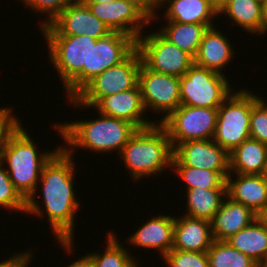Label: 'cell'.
Here are the masks:
<instances>
[{
	"label": "cell",
	"instance_id": "6da1fadb",
	"mask_svg": "<svg viewBox=\"0 0 267 267\" xmlns=\"http://www.w3.org/2000/svg\"><path fill=\"white\" fill-rule=\"evenodd\" d=\"M73 149L60 147L52 158L44 165L38 183H42L45 213L51 230L64 249L71 252L73 245L74 216L79 207L75 198L73 179Z\"/></svg>",
	"mask_w": 267,
	"mask_h": 267
},
{
	"label": "cell",
	"instance_id": "7a4b0ae2",
	"mask_svg": "<svg viewBox=\"0 0 267 267\" xmlns=\"http://www.w3.org/2000/svg\"><path fill=\"white\" fill-rule=\"evenodd\" d=\"M36 145L27 131L20 126L9 139L0 160L8 164L6 171L13 186L26 200L25 213L40 216L44 214L43 209L34 199L39 185L38 180L44 165L60 148L40 154Z\"/></svg>",
	"mask_w": 267,
	"mask_h": 267
},
{
	"label": "cell",
	"instance_id": "3957f363",
	"mask_svg": "<svg viewBox=\"0 0 267 267\" xmlns=\"http://www.w3.org/2000/svg\"><path fill=\"white\" fill-rule=\"evenodd\" d=\"M129 169L134 181L160 174L172 166L173 147L167 131L159 123L138 129L122 148L119 155Z\"/></svg>",
	"mask_w": 267,
	"mask_h": 267
},
{
	"label": "cell",
	"instance_id": "277c9868",
	"mask_svg": "<svg viewBox=\"0 0 267 267\" xmlns=\"http://www.w3.org/2000/svg\"><path fill=\"white\" fill-rule=\"evenodd\" d=\"M99 115L91 121L86 119L54 126L70 145L68 148L82 147L95 152L115 149L120 153L138 128L126 120Z\"/></svg>",
	"mask_w": 267,
	"mask_h": 267
},
{
	"label": "cell",
	"instance_id": "5b68a950",
	"mask_svg": "<svg viewBox=\"0 0 267 267\" xmlns=\"http://www.w3.org/2000/svg\"><path fill=\"white\" fill-rule=\"evenodd\" d=\"M49 59L63 81L68 98L89 83V56L97 39L90 36H45Z\"/></svg>",
	"mask_w": 267,
	"mask_h": 267
},
{
	"label": "cell",
	"instance_id": "8992f818",
	"mask_svg": "<svg viewBox=\"0 0 267 267\" xmlns=\"http://www.w3.org/2000/svg\"><path fill=\"white\" fill-rule=\"evenodd\" d=\"M141 64L140 53L135 48L123 61L92 79L75 97L69 98V101L75 107L94 108L104 97L135 88L138 85Z\"/></svg>",
	"mask_w": 267,
	"mask_h": 267
},
{
	"label": "cell",
	"instance_id": "52a82bcc",
	"mask_svg": "<svg viewBox=\"0 0 267 267\" xmlns=\"http://www.w3.org/2000/svg\"><path fill=\"white\" fill-rule=\"evenodd\" d=\"M252 93L247 90L231 93L218 107L213 141L228 153L250 138Z\"/></svg>",
	"mask_w": 267,
	"mask_h": 267
},
{
	"label": "cell",
	"instance_id": "ba28073f",
	"mask_svg": "<svg viewBox=\"0 0 267 267\" xmlns=\"http://www.w3.org/2000/svg\"><path fill=\"white\" fill-rule=\"evenodd\" d=\"M179 80L181 105L218 108L232 93L224 74L195 64Z\"/></svg>",
	"mask_w": 267,
	"mask_h": 267
},
{
	"label": "cell",
	"instance_id": "9c48e42d",
	"mask_svg": "<svg viewBox=\"0 0 267 267\" xmlns=\"http://www.w3.org/2000/svg\"><path fill=\"white\" fill-rule=\"evenodd\" d=\"M217 117L218 108L180 105L159 123L167 131L174 149L186 141L213 139Z\"/></svg>",
	"mask_w": 267,
	"mask_h": 267
},
{
	"label": "cell",
	"instance_id": "30bf717a",
	"mask_svg": "<svg viewBox=\"0 0 267 267\" xmlns=\"http://www.w3.org/2000/svg\"><path fill=\"white\" fill-rule=\"evenodd\" d=\"M142 63L151 70L177 77L193 66L194 58L167 40L160 32L144 36L136 40Z\"/></svg>",
	"mask_w": 267,
	"mask_h": 267
},
{
	"label": "cell",
	"instance_id": "8fae6325",
	"mask_svg": "<svg viewBox=\"0 0 267 267\" xmlns=\"http://www.w3.org/2000/svg\"><path fill=\"white\" fill-rule=\"evenodd\" d=\"M138 85L145 109L166 113L161 121L181 105L180 80L177 76L156 72L142 63Z\"/></svg>",
	"mask_w": 267,
	"mask_h": 267
},
{
	"label": "cell",
	"instance_id": "7c38bea8",
	"mask_svg": "<svg viewBox=\"0 0 267 267\" xmlns=\"http://www.w3.org/2000/svg\"><path fill=\"white\" fill-rule=\"evenodd\" d=\"M44 36H90L99 39L112 31L88 6L76 0L65 8L50 24L41 28Z\"/></svg>",
	"mask_w": 267,
	"mask_h": 267
},
{
	"label": "cell",
	"instance_id": "4fadbf2b",
	"mask_svg": "<svg viewBox=\"0 0 267 267\" xmlns=\"http://www.w3.org/2000/svg\"><path fill=\"white\" fill-rule=\"evenodd\" d=\"M111 31L123 32L135 40L142 33L143 25L152 22L138 7L126 0L109 3L83 4Z\"/></svg>",
	"mask_w": 267,
	"mask_h": 267
},
{
	"label": "cell",
	"instance_id": "5bb4252c",
	"mask_svg": "<svg viewBox=\"0 0 267 267\" xmlns=\"http://www.w3.org/2000/svg\"><path fill=\"white\" fill-rule=\"evenodd\" d=\"M172 166L229 171V153L213 139L186 141L173 149Z\"/></svg>",
	"mask_w": 267,
	"mask_h": 267
},
{
	"label": "cell",
	"instance_id": "9a60e30c",
	"mask_svg": "<svg viewBox=\"0 0 267 267\" xmlns=\"http://www.w3.org/2000/svg\"><path fill=\"white\" fill-rule=\"evenodd\" d=\"M136 48V40L123 32L112 31L92 44L89 56V82L107 68L123 61Z\"/></svg>",
	"mask_w": 267,
	"mask_h": 267
},
{
	"label": "cell",
	"instance_id": "2e32d148",
	"mask_svg": "<svg viewBox=\"0 0 267 267\" xmlns=\"http://www.w3.org/2000/svg\"><path fill=\"white\" fill-rule=\"evenodd\" d=\"M94 108L98 109L99 114L126 120L138 129L155 124L142 118L147 109L144 107L139 85L133 89L104 97Z\"/></svg>",
	"mask_w": 267,
	"mask_h": 267
},
{
	"label": "cell",
	"instance_id": "e0dca14e",
	"mask_svg": "<svg viewBox=\"0 0 267 267\" xmlns=\"http://www.w3.org/2000/svg\"><path fill=\"white\" fill-rule=\"evenodd\" d=\"M233 181L226 177L227 196L239 202L260 216L267 209V175L237 174Z\"/></svg>",
	"mask_w": 267,
	"mask_h": 267
},
{
	"label": "cell",
	"instance_id": "ac0fdd59",
	"mask_svg": "<svg viewBox=\"0 0 267 267\" xmlns=\"http://www.w3.org/2000/svg\"><path fill=\"white\" fill-rule=\"evenodd\" d=\"M213 242L214 238L210 221L186 215L182 218L181 216L180 218L175 217L172 249L207 252Z\"/></svg>",
	"mask_w": 267,
	"mask_h": 267
},
{
	"label": "cell",
	"instance_id": "d6986e66",
	"mask_svg": "<svg viewBox=\"0 0 267 267\" xmlns=\"http://www.w3.org/2000/svg\"><path fill=\"white\" fill-rule=\"evenodd\" d=\"M211 222L214 240L226 241L259 216L243 204L226 196Z\"/></svg>",
	"mask_w": 267,
	"mask_h": 267
},
{
	"label": "cell",
	"instance_id": "ffe728a7",
	"mask_svg": "<svg viewBox=\"0 0 267 267\" xmlns=\"http://www.w3.org/2000/svg\"><path fill=\"white\" fill-rule=\"evenodd\" d=\"M175 217H151L129 238V244L142 248H158L162 257L172 250Z\"/></svg>",
	"mask_w": 267,
	"mask_h": 267
},
{
	"label": "cell",
	"instance_id": "44dd1931",
	"mask_svg": "<svg viewBox=\"0 0 267 267\" xmlns=\"http://www.w3.org/2000/svg\"><path fill=\"white\" fill-rule=\"evenodd\" d=\"M231 48L226 36L216 30V27H209L203 35L194 64L222 74L221 69L234 57Z\"/></svg>",
	"mask_w": 267,
	"mask_h": 267
},
{
	"label": "cell",
	"instance_id": "7402d4cb",
	"mask_svg": "<svg viewBox=\"0 0 267 267\" xmlns=\"http://www.w3.org/2000/svg\"><path fill=\"white\" fill-rule=\"evenodd\" d=\"M226 242L251 257L261 267L267 266V225L260 217L232 235Z\"/></svg>",
	"mask_w": 267,
	"mask_h": 267
},
{
	"label": "cell",
	"instance_id": "603a6c76",
	"mask_svg": "<svg viewBox=\"0 0 267 267\" xmlns=\"http://www.w3.org/2000/svg\"><path fill=\"white\" fill-rule=\"evenodd\" d=\"M266 170L267 145L258 140L249 138L229 153V174H266Z\"/></svg>",
	"mask_w": 267,
	"mask_h": 267
},
{
	"label": "cell",
	"instance_id": "cb8c5ba5",
	"mask_svg": "<svg viewBox=\"0 0 267 267\" xmlns=\"http://www.w3.org/2000/svg\"><path fill=\"white\" fill-rule=\"evenodd\" d=\"M166 2L164 16L168 21L203 24L209 28L214 26L211 20L218 16L207 0H163L160 5L165 6Z\"/></svg>",
	"mask_w": 267,
	"mask_h": 267
},
{
	"label": "cell",
	"instance_id": "d4e9b609",
	"mask_svg": "<svg viewBox=\"0 0 267 267\" xmlns=\"http://www.w3.org/2000/svg\"><path fill=\"white\" fill-rule=\"evenodd\" d=\"M167 22L159 32L179 49L195 58L208 27L197 23Z\"/></svg>",
	"mask_w": 267,
	"mask_h": 267
},
{
	"label": "cell",
	"instance_id": "484cf974",
	"mask_svg": "<svg viewBox=\"0 0 267 267\" xmlns=\"http://www.w3.org/2000/svg\"><path fill=\"white\" fill-rule=\"evenodd\" d=\"M187 192L188 217L211 221L219 210L223 198L227 196V189H189Z\"/></svg>",
	"mask_w": 267,
	"mask_h": 267
},
{
	"label": "cell",
	"instance_id": "4316f807",
	"mask_svg": "<svg viewBox=\"0 0 267 267\" xmlns=\"http://www.w3.org/2000/svg\"><path fill=\"white\" fill-rule=\"evenodd\" d=\"M224 13L247 32L261 35L262 4L257 0H228L218 14Z\"/></svg>",
	"mask_w": 267,
	"mask_h": 267
},
{
	"label": "cell",
	"instance_id": "83f0119b",
	"mask_svg": "<svg viewBox=\"0 0 267 267\" xmlns=\"http://www.w3.org/2000/svg\"><path fill=\"white\" fill-rule=\"evenodd\" d=\"M185 182L186 190L203 189H227L226 177L229 171H214L190 166H171Z\"/></svg>",
	"mask_w": 267,
	"mask_h": 267
},
{
	"label": "cell",
	"instance_id": "f1b7e54d",
	"mask_svg": "<svg viewBox=\"0 0 267 267\" xmlns=\"http://www.w3.org/2000/svg\"><path fill=\"white\" fill-rule=\"evenodd\" d=\"M209 267H261L226 241L214 240L207 251Z\"/></svg>",
	"mask_w": 267,
	"mask_h": 267
},
{
	"label": "cell",
	"instance_id": "f546056e",
	"mask_svg": "<svg viewBox=\"0 0 267 267\" xmlns=\"http://www.w3.org/2000/svg\"><path fill=\"white\" fill-rule=\"evenodd\" d=\"M117 240L115 234L109 232L105 252L102 255L90 254L94 267H139L137 260H133V256Z\"/></svg>",
	"mask_w": 267,
	"mask_h": 267
},
{
	"label": "cell",
	"instance_id": "4dcf8cb0",
	"mask_svg": "<svg viewBox=\"0 0 267 267\" xmlns=\"http://www.w3.org/2000/svg\"><path fill=\"white\" fill-rule=\"evenodd\" d=\"M250 138L267 145V103L252 94Z\"/></svg>",
	"mask_w": 267,
	"mask_h": 267
},
{
	"label": "cell",
	"instance_id": "1f68e13d",
	"mask_svg": "<svg viewBox=\"0 0 267 267\" xmlns=\"http://www.w3.org/2000/svg\"><path fill=\"white\" fill-rule=\"evenodd\" d=\"M3 162L0 160V206L11 209L10 211H26V200L14 188Z\"/></svg>",
	"mask_w": 267,
	"mask_h": 267
},
{
	"label": "cell",
	"instance_id": "d6a6232c",
	"mask_svg": "<svg viewBox=\"0 0 267 267\" xmlns=\"http://www.w3.org/2000/svg\"><path fill=\"white\" fill-rule=\"evenodd\" d=\"M168 267H209L207 252H190L172 249L163 256Z\"/></svg>",
	"mask_w": 267,
	"mask_h": 267
},
{
	"label": "cell",
	"instance_id": "836d02e7",
	"mask_svg": "<svg viewBox=\"0 0 267 267\" xmlns=\"http://www.w3.org/2000/svg\"><path fill=\"white\" fill-rule=\"evenodd\" d=\"M76 0H22L25 5L36 12L47 13V21L40 23V29L50 24L65 8L73 4Z\"/></svg>",
	"mask_w": 267,
	"mask_h": 267
},
{
	"label": "cell",
	"instance_id": "e575fe53",
	"mask_svg": "<svg viewBox=\"0 0 267 267\" xmlns=\"http://www.w3.org/2000/svg\"><path fill=\"white\" fill-rule=\"evenodd\" d=\"M11 111V108L8 107L0 109V157L6 145L8 144L9 139L22 125V123L17 120L18 118L15 117Z\"/></svg>",
	"mask_w": 267,
	"mask_h": 267
},
{
	"label": "cell",
	"instance_id": "d590c367",
	"mask_svg": "<svg viewBox=\"0 0 267 267\" xmlns=\"http://www.w3.org/2000/svg\"><path fill=\"white\" fill-rule=\"evenodd\" d=\"M31 253L26 252V253H20L17 255L11 256V258H8V260H4L3 262L0 263V267H28L30 258H31Z\"/></svg>",
	"mask_w": 267,
	"mask_h": 267
},
{
	"label": "cell",
	"instance_id": "8d00e7d4",
	"mask_svg": "<svg viewBox=\"0 0 267 267\" xmlns=\"http://www.w3.org/2000/svg\"><path fill=\"white\" fill-rule=\"evenodd\" d=\"M138 7L151 21L156 19L155 8L157 4L153 0H126Z\"/></svg>",
	"mask_w": 267,
	"mask_h": 267
},
{
	"label": "cell",
	"instance_id": "74e56055",
	"mask_svg": "<svg viewBox=\"0 0 267 267\" xmlns=\"http://www.w3.org/2000/svg\"><path fill=\"white\" fill-rule=\"evenodd\" d=\"M68 267H94L93 260L90 255L81 257V259L76 260L74 263L70 264Z\"/></svg>",
	"mask_w": 267,
	"mask_h": 267
},
{
	"label": "cell",
	"instance_id": "f35d334b",
	"mask_svg": "<svg viewBox=\"0 0 267 267\" xmlns=\"http://www.w3.org/2000/svg\"><path fill=\"white\" fill-rule=\"evenodd\" d=\"M214 10L219 13L221 9L226 5L228 0H207Z\"/></svg>",
	"mask_w": 267,
	"mask_h": 267
},
{
	"label": "cell",
	"instance_id": "ab89813d",
	"mask_svg": "<svg viewBox=\"0 0 267 267\" xmlns=\"http://www.w3.org/2000/svg\"><path fill=\"white\" fill-rule=\"evenodd\" d=\"M267 32V3L262 4V28L261 34Z\"/></svg>",
	"mask_w": 267,
	"mask_h": 267
},
{
	"label": "cell",
	"instance_id": "60d3db41",
	"mask_svg": "<svg viewBox=\"0 0 267 267\" xmlns=\"http://www.w3.org/2000/svg\"><path fill=\"white\" fill-rule=\"evenodd\" d=\"M81 4L109 3L114 0H78Z\"/></svg>",
	"mask_w": 267,
	"mask_h": 267
},
{
	"label": "cell",
	"instance_id": "b9f144b4",
	"mask_svg": "<svg viewBox=\"0 0 267 267\" xmlns=\"http://www.w3.org/2000/svg\"><path fill=\"white\" fill-rule=\"evenodd\" d=\"M267 225V209L259 216Z\"/></svg>",
	"mask_w": 267,
	"mask_h": 267
},
{
	"label": "cell",
	"instance_id": "7bdbcfd3",
	"mask_svg": "<svg viewBox=\"0 0 267 267\" xmlns=\"http://www.w3.org/2000/svg\"><path fill=\"white\" fill-rule=\"evenodd\" d=\"M158 6L162 3L163 0H153Z\"/></svg>",
	"mask_w": 267,
	"mask_h": 267
},
{
	"label": "cell",
	"instance_id": "ee69618b",
	"mask_svg": "<svg viewBox=\"0 0 267 267\" xmlns=\"http://www.w3.org/2000/svg\"><path fill=\"white\" fill-rule=\"evenodd\" d=\"M259 3H261V4H265V3H267V0H257Z\"/></svg>",
	"mask_w": 267,
	"mask_h": 267
}]
</instances>
